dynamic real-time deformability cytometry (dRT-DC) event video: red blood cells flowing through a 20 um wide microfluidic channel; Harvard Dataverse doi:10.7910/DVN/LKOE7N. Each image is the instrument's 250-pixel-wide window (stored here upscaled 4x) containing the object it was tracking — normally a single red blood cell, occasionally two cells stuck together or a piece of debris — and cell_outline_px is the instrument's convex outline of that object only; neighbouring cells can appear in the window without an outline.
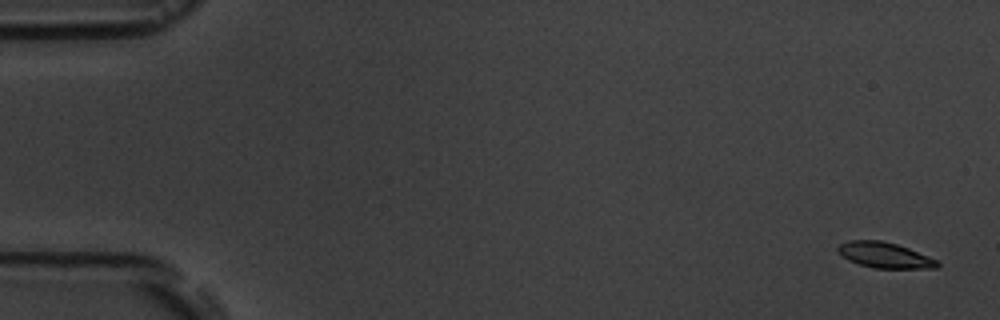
{"species": "common noctule bat (a hibernating species)", "species_latin": "Nyctalus noctula", "temperature_condition": "room temperature", "stored_images_in_passage": 4, "camera_frame_rate_fps": 3000, "um_per_image_px": 0.085, "animal": {"sex": "male", "body_mass_g": 19.5, "forearm_length_mm": 54.6}, "frame": {"image": 1, "passage_image": 1, "time_ms": 0.0, "image_size_px": [1000, 320], "cell_outline_px": [[940, 264], [936, 268], [876, 268], [860, 264], [848, 260], [836, 248], [840, 244], [848, 240], [880, 240], [896, 244], [908, 248], [928, 256], [936, 260]], "centroid_in_image_um": [75.2, 21.68], "position_along_channel_um": 9.8, "area_um2": 14.57}}
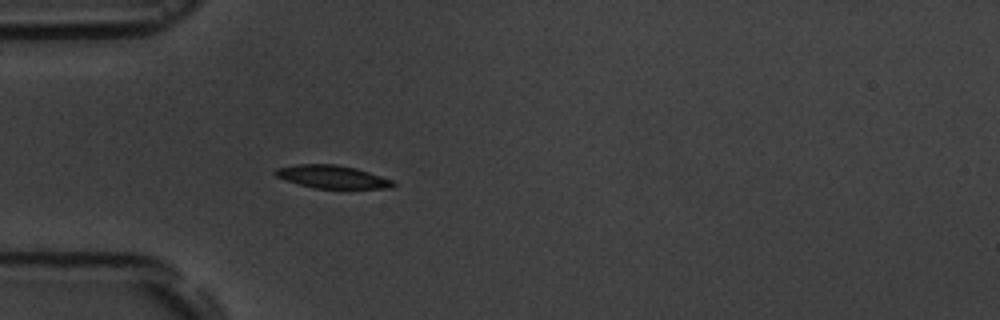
{"frame": {"image": 2, "passage_image": 4, "time_ms": 5.0, "image_size_px": [1000, 320], "cell_outline_px": [[396, 184], [392, 188], [316, 188], [300, 184], [276, 176], [272, 172], [276, 168], [296, 164], [336, 164], [356, 168], [392, 180]], "centroid_in_image_um": [28.23, 15.02], "position_along_channel_um": 56.8, "area_um2": 15.55}}